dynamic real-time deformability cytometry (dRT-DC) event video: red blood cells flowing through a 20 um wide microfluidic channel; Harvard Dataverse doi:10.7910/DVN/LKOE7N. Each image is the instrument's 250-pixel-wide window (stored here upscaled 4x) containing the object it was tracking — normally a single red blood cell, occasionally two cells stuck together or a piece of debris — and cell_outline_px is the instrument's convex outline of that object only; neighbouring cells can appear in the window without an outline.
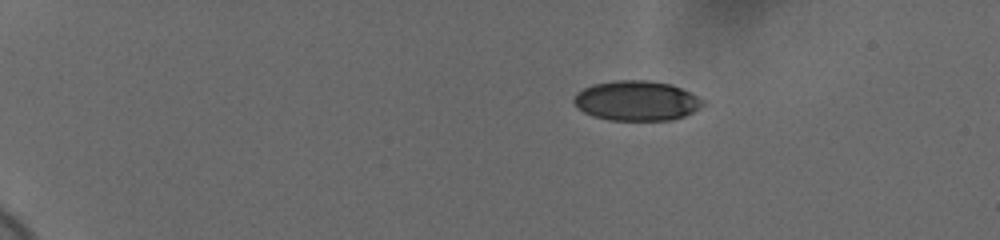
{"species": "human", "species_latin": "Homo sapiens", "temperature_condition": "cold", "stored_images_in_passage": 47, "camera_frame_rate_fps": 3000, "um_per_image_px": 0.085, "donor": {"sex": "female"}, "frame": {"image": 1, "passage_image": 1, "time_ms": 0.0, "image_size_px": [1000, 240], "cell_outline_px": [[704, 104], [700, 108], [684, 116], [672, 120], [608, 120], [592, 116], [576, 108], [572, 100], [576, 92], [592, 84], [616, 80], [648, 80], [672, 84], [704, 100]], "centroid_in_image_um": [54.07, 8.56], "position_along_channel_um": 30.9, "area_um2": 30.17}}
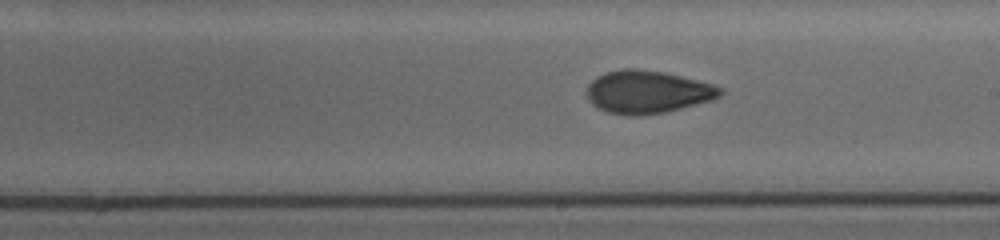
{"frame": {"image": 2, "passage_image": 26, "time_ms": 8.333, "image_size_px": [1000, 240], "cell_outline_px": [[724, 92], [720, 96], [708, 100], [680, 108], [664, 112], [636, 116], [628, 116], [608, 112], [596, 108], [588, 100], [584, 92], [588, 84], [596, 76], [620, 68], [636, 68], [664, 72], [712, 84], [720, 88]], "centroid_in_image_um": [54.94, 7.81], "position_along_channel_um": 234.1, "area_um2": 33.23}}
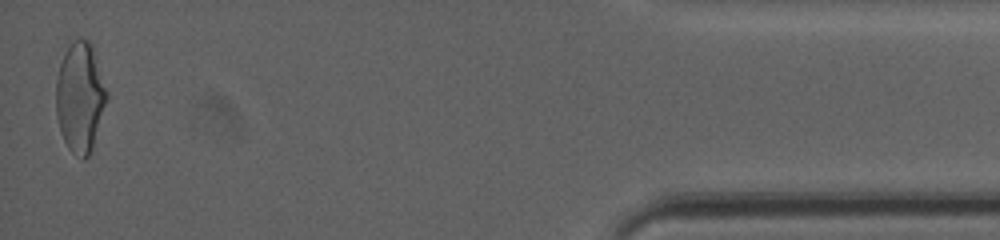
{"frame": {"image": 3, "passage_image": 47, "time_ms": 15.333, "image_size_px": [1000, 240], "cell_outline_px": [[108, 96], [92, 148], [88, 156], [84, 160], [72, 152], [68, 148], [60, 132], [56, 112], [56, 80], [60, 64], [72, 40], [88, 40], [92, 44], [108, 92]], "centroid_in_image_um": [6.81, 8.28], "position_along_channel_um": 428.4, "area_um2": 32.25}, "authors_computed_cell_mechanics": {"area_um2": 31.9634, "velocity_mm_per_s": 3.6947, "shape_relaxation_time_tau1_ms": 5.1105, "shape_relaxation_time_tau2_ms": 1.9626, "deformation_change_tau1": 0.1453, "deformation_change_tau2": 0.0636}}